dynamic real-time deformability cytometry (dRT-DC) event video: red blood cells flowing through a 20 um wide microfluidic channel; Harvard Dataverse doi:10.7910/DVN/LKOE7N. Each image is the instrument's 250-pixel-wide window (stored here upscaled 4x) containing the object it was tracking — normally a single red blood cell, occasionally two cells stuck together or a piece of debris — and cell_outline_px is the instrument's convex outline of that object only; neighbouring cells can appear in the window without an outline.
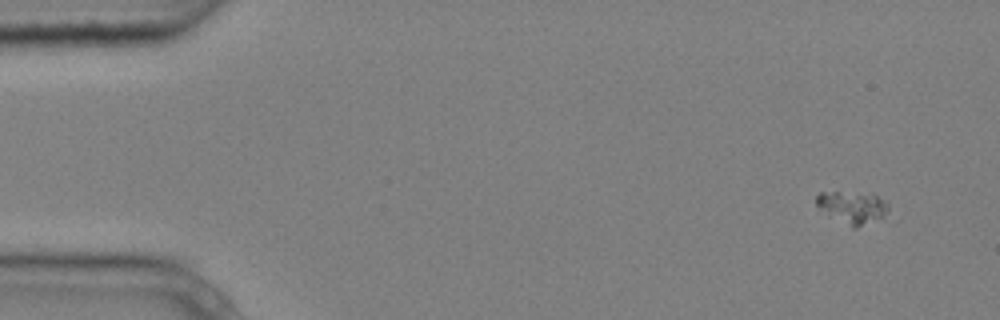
{"species": "common noctule bat (a hibernating species)", "species_latin": "Nyctalus noctula", "temperature_condition": "cold", "stored_images_in_passage": 7, "camera_frame_rate_fps": 3000, "um_per_image_px": 0.085, "animal": {"sex": "male", "body_mass_g": 20.4}, "frame": {"image": 1, "passage_image": 1, "time_ms": 0.0, "image_size_px": [1000, 320], "cell_outline_px": [[888, 208], [880, 216], [856, 228], [852, 228], [816, 204], [816, 196], [820, 192], [836, 192], [876, 196], [884, 200], [888, 204]], "centroid_in_image_um": [72.42, 17.61], "position_along_channel_um": 12.6, "area_um2": 12.37}}
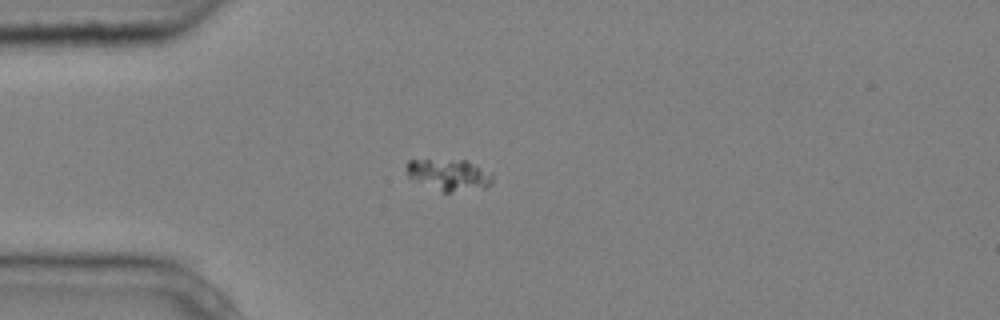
{"frame": {"image": 2, "passage_image": 4, "time_ms": 1.0, "image_size_px": [1000, 320], "cell_outline_px": [[492, 184], [484, 188], [448, 192], [440, 192], [408, 176], [408, 160], [464, 160], [492, 172]], "centroid_in_image_um": [38.21, 14.87], "position_along_channel_um": 46.8, "area_um2": 15.49}}
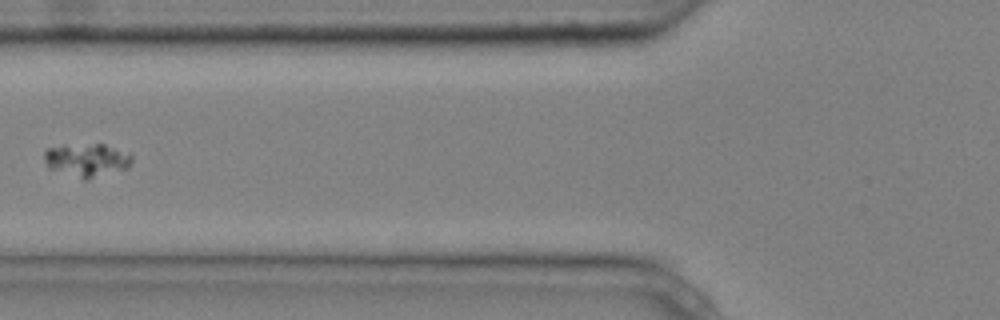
{"frame": {"image": 3, "passage_image": 6, "time_ms": 1.667, "image_size_px": [1000, 320], "cell_outline_px": [[132, 160], [128, 168], [88, 180], [84, 180], [48, 168], [44, 160], [44, 152], [48, 148], [64, 144], [104, 144], [132, 156]], "centroid_in_image_um": [7.33, 13.61], "position_along_channel_um": 118.5, "area_um2": 17.05}}